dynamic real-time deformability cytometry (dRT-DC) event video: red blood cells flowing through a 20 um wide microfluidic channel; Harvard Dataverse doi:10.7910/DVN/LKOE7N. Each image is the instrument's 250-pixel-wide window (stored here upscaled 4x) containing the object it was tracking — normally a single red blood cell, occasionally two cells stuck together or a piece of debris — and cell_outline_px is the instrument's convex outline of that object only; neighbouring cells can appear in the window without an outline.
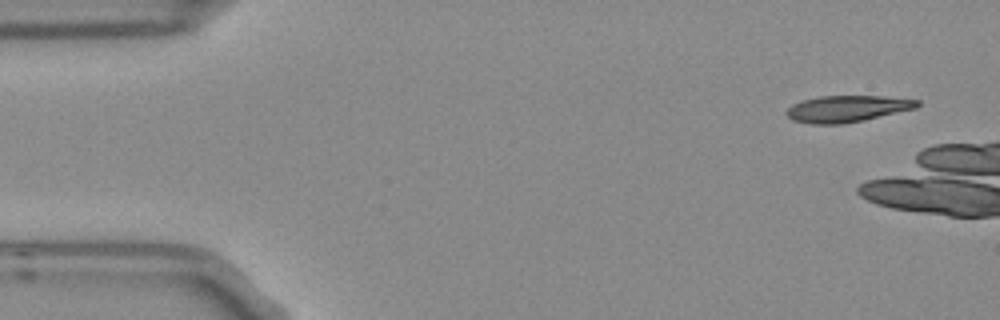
{"species": "Egyptian fruit bat (a non-hibernating species)", "species_latin": "Rousettus aegyptiacus", "temperature_condition": "room temperature", "stored_images_in_passage": 3, "camera_frame_rate_fps": 3000, "um_per_image_px": 0.085, "frame": {"image": 1, "passage_image": 1, "time_ms": 0.0, "image_size_px": [1000, 320], "cell_outline_px": [[920, 104], [916, 108], [844, 124], [808, 124], [792, 120], [784, 112], [792, 104], [800, 100], [820, 96], [880, 96], [920, 100]], "centroid_in_image_um": [71.95, 9.24], "position_along_channel_um": 13.1, "area_um2": 20.23}}